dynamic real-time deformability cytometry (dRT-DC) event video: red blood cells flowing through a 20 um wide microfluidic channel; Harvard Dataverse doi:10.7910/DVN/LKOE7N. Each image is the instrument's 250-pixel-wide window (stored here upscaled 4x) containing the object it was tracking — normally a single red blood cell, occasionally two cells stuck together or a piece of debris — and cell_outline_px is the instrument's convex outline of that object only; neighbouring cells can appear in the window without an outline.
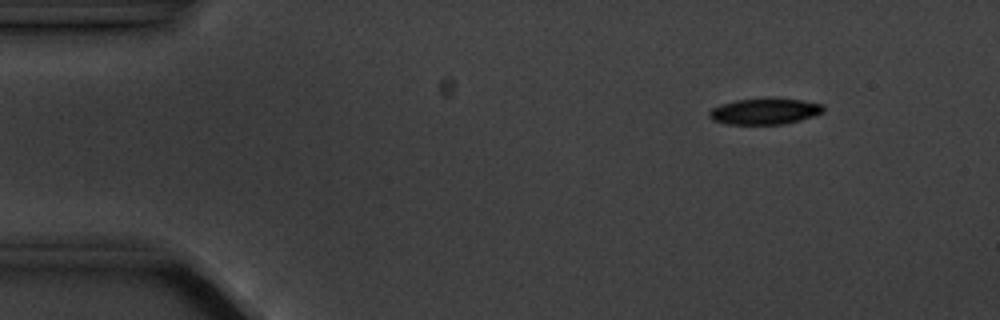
{"species": "common noctule bat (a hibernating species)", "species_latin": "Nyctalus noctula", "temperature_condition": "cold", "stored_images_in_passage": 6, "camera_frame_rate_fps": 3000, "um_per_image_px": 0.085, "animal": {"sex": "male", "body_mass_g": 20.1, "forearm_length_mm": 53.5}, "frame": {"image": 1, "passage_image": 2, "time_ms": 1.0, "image_size_px": [1000, 320], "cell_outline_px": [[824, 112], [800, 120], [784, 124], [724, 124], [712, 120], [708, 116], [708, 112], [712, 108], [720, 104], [736, 100], [804, 100], [824, 104]], "centroid_in_image_um": [64.98, 9.49], "position_along_channel_um": 20.0, "area_um2": 16.99}}